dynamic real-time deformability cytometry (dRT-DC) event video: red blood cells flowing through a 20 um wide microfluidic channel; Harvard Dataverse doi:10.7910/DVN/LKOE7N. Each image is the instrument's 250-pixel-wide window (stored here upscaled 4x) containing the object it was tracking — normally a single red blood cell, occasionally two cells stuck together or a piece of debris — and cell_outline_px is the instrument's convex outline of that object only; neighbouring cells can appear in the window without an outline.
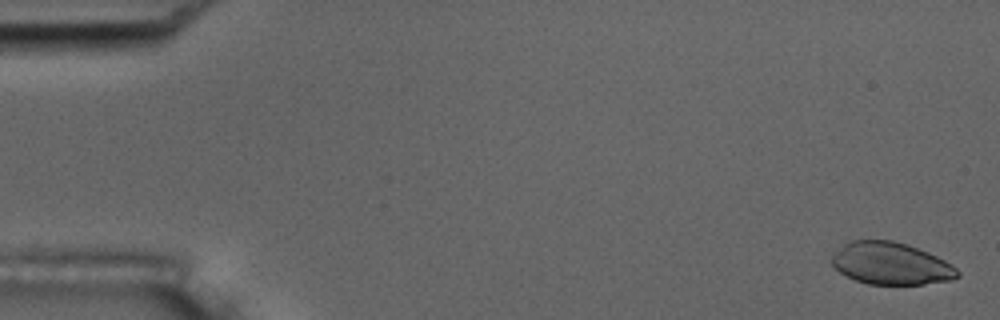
{"species": "common noctule bat (a hibernating species)", "species_latin": "Nyctalus noctula", "temperature_condition": "room temperature", "stored_images_in_passage": 51, "camera_frame_rate_fps": 3000, "um_per_image_px": 0.085, "animal": {"sex": "male", "body_mass_g": 17.5, "forearm_length_mm": 52.3}, "frame": {"image": 1, "passage_image": 2, "time_ms": 0.333, "image_size_px": [1000, 320], "cell_outline_px": [[960, 276], [952, 280], [924, 284], [868, 284], [856, 280], [840, 272], [832, 264], [832, 256], [844, 244], [852, 240], [892, 240], [928, 252], [952, 264], [960, 272]], "centroid_in_image_um": [75.76, 22.41], "position_along_channel_um": 9.2, "area_um2": 30.63}}